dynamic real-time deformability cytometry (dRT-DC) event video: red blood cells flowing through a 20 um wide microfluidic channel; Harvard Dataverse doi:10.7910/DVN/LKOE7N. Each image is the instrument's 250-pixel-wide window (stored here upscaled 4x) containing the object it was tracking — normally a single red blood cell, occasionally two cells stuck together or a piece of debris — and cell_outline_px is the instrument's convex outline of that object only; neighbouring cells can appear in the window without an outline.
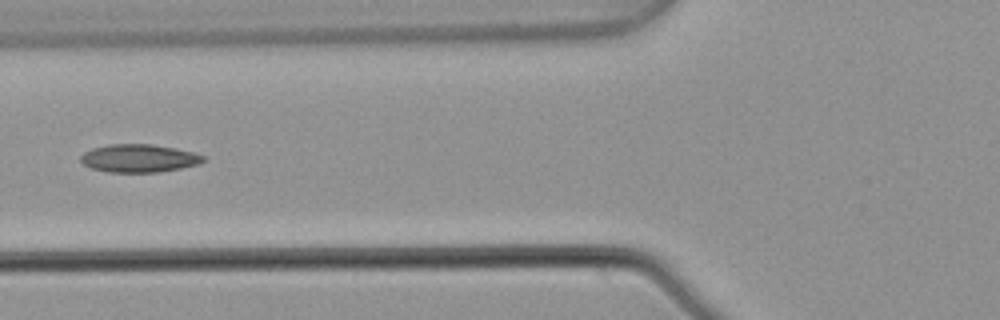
{"species": "common noctule bat (a hibernating species)", "species_latin": "Nyctalus noctula", "temperature_condition": "warm", "stored_images_in_passage": 5, "camera_frame_rate_fps": 3000, "um_per_image_px": 0.085, "animal": {"sex": "male", "body_mass_g": 21.5, "forearm_length_mm": 52.0}, "frame": {"image": 1, "passage_image": 5, "time_ms": 1.333, "image_size_px": [1000, 320], "cell_outline_px": [[204, 160], [200, 164], [160, 172], [108, 172], [92, 168], [84, 164], [80, 160], [80, 156], [84, 152], [92, 148], [108, 144], [152, 144], [176, 148], [192, 152], [204, 156]], "centroid_in_image_um": [11.8, 13.45], "position_along_channel_um": 114.0, "area_um2": 20.0}}